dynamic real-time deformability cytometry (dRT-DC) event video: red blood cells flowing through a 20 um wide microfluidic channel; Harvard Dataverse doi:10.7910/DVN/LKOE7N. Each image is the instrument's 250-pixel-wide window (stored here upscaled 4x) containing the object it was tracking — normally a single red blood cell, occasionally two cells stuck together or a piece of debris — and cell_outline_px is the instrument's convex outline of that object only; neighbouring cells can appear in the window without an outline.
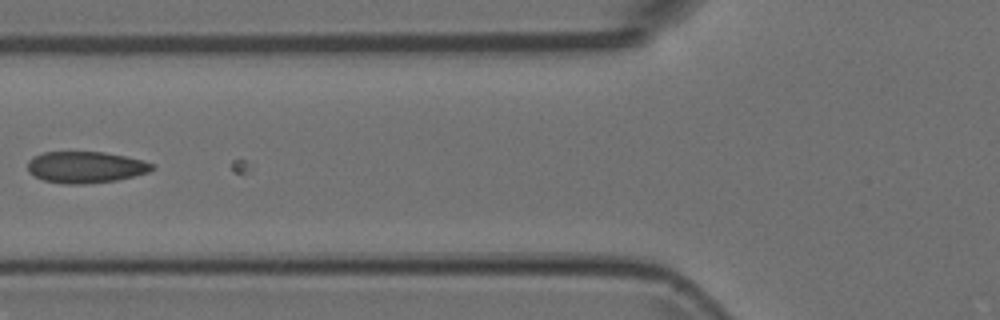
{"species": "Egyptian fruit bat (a non-hibernating species)", "species_latin": "Rousettus aegyptiacus", "temperature_condition": "room temperature", "stored_images_in_passage": 7, "camera_frame_rate_fps": 3000, "um_per_image_px": 0.085, "animal": {"sex": "female"}, "frame": {"image": 1, "passage_image": 5, "time_ms": 1.333, "image_size_px": [1000, 320], "cell_outline_px": [[156, 168], [148, 172], [116, 180], [84, 184], [64, 184], [44, 180], [28, 172], [28, 160], [32, 156], [44, 152], [104, 152], [144, 160], [156, 164]], "centroid_in_image_um": [7.29, 14.2], "position_along_channel_um": 118.5, "area_um2": 22.89}}